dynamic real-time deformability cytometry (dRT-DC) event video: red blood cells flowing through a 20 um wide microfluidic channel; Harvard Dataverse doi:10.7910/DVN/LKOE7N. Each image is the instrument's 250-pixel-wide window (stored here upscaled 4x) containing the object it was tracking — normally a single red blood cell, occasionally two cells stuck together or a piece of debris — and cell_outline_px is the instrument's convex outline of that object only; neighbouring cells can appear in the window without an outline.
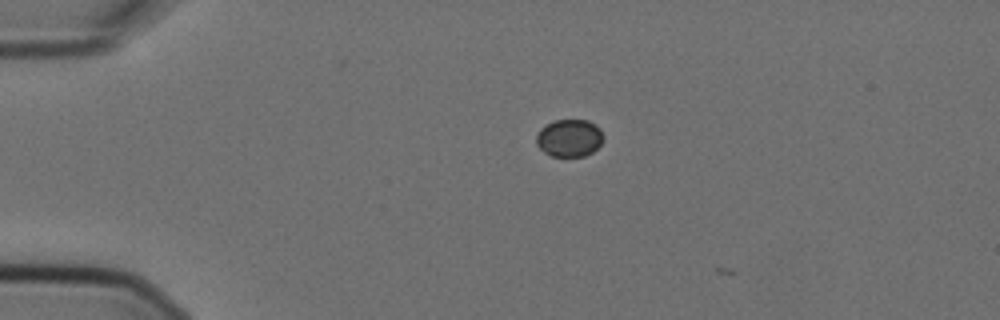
{"species": "Egyptian fruit bat (a non-hibernating species)", "species_latin": "Rousettus aegyptiacus", "temperature_condition": "cold", "stored_images_in_passage": 2, "camera_frame_rate_fps": 3000, "um_per_image_px": 0.085, "animal": {"sex": "female"}, "frame": {"image": 1, "passage_image": 1, "time_ms": 0.0, "image_size_px": [1000, 320], "cell_outline_px": [[604, 140], [592, 152], [584, 156], [552, 156], [544, 152], [536, 144], [536, 136], [540, 128], [556, 120], [588, 120], [596, 124], [600, 128], [604, 136]], "centroid_in_image_um": [48.41, 11.72], "position_along_channel_um": 36.6, "area_um2": 14.68}}